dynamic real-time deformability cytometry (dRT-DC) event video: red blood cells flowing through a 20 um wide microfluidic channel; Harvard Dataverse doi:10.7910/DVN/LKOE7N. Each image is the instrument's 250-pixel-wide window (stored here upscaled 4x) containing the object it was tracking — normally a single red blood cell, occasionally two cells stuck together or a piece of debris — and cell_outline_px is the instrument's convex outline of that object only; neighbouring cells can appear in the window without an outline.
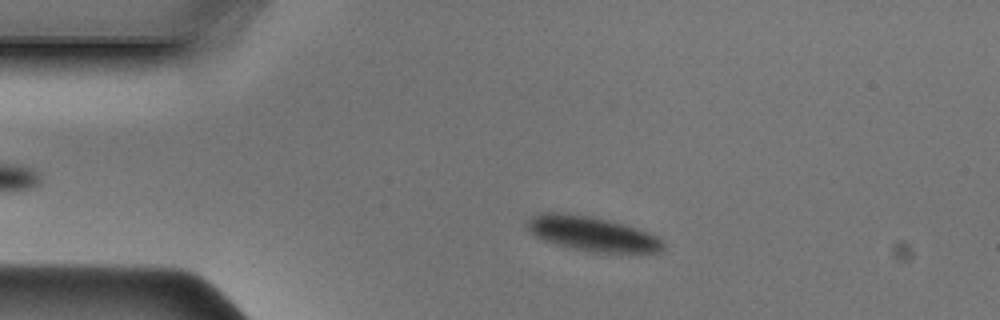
{"species": "Egyptian fruit bat (a non-hibernating species)", "species_latin": "Rousettus aegyptiacus", "temperature_condition": "cold", "stored_images_in_passage": 46, "camera_frame_rate_fps": 3000, "um_per_image_px": 0.085, "animal": {"sex": "male"}, "frame": {"image": 1, "passage_image": 8, "time_ms": 2.333, "image_size_px": [1000, 320], "cell_outline_px": [[664, 252], [592, 252], [572, 248], [556, 244], [544, 240], [536, 236], [524, 224], [532, 216], [540, 212], [556, 212], [588, 216], [636, 228], [660, 236], [664, 244]], "centroid_in_image_um": [50.34, 19.88], "position_along_channel_um": 34.7, "area_um2": 27.11}}
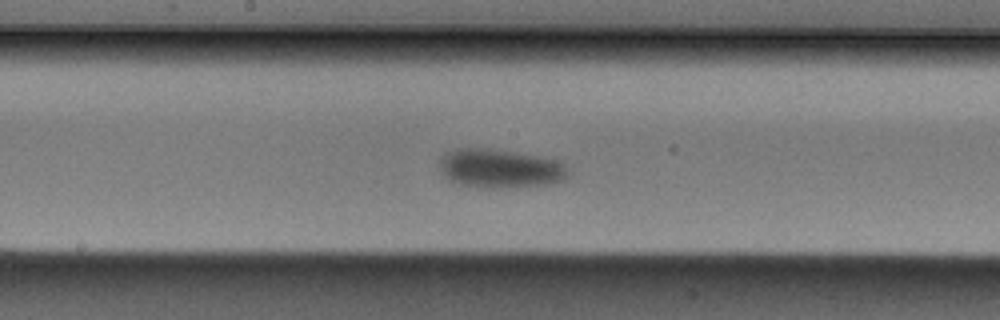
{"frame": {"image": 2, "passage_image": 23, "time_ms": 7.333, "image_size_px": [1000, 320], "cell_outline_px": [[568, 176], [564, 180], [548, 184], [508, 188], [480, 188], [460, 184], [448, 180], [440, 172], [440, 156], [444, 152], [456, 148], [488, 148], [536, 156], [556, 160], [564, 164], [568, 168]], "centroid_in_image_um": [42.45, 14.33], "position_along_channel_um": 205.7, "area_um2": 29.42}}
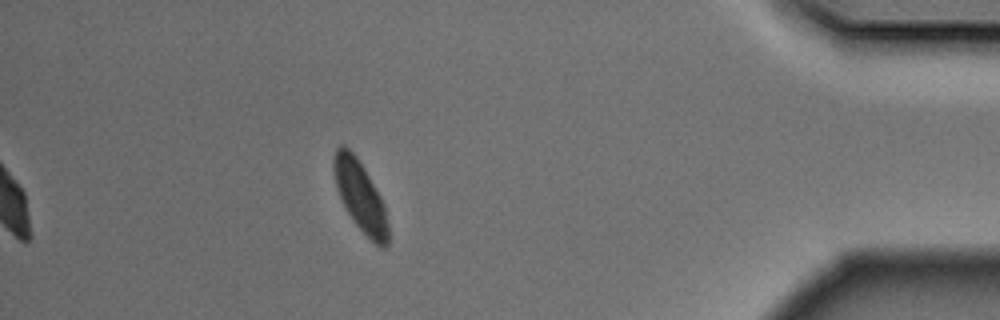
{"frame": {"image": 3, "passage_image": 41, "time_ms": 13.333, "image_size_px": [1000, 320], "cell_outline_px": [[388, 244], [384, 248], [380, 248], [356, 224], [348, 212], [336, 188], [332, 168], [332, 160], [336, 148], [340, 144], [344, 144], [356, 156], [380, 196], [384, 204], [388, 224]], "centroid_in_image_um": [30.6, 16.64], "position_along_channel_um": 404.6, "area_um2": 21.96}}